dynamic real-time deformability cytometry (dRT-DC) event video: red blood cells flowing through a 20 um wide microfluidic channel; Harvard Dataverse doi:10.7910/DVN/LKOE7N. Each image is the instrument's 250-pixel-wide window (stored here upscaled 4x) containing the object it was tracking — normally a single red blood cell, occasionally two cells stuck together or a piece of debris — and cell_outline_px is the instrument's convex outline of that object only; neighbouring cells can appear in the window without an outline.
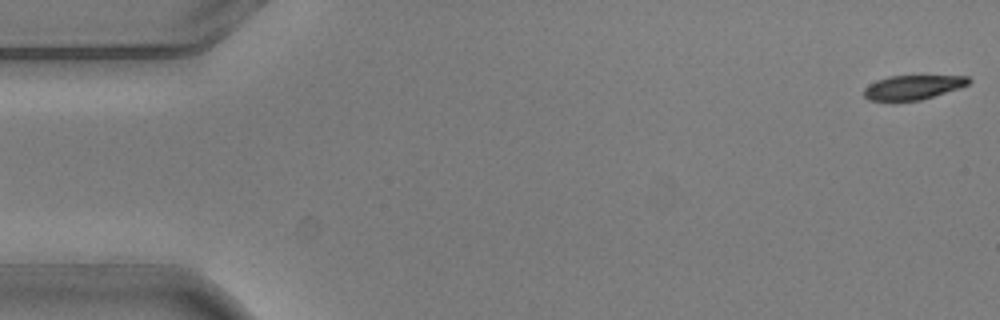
{"species": "common noctule bat (a hibernating species)", "species_latin": "Nyctalus noctula", "temperature_condition": "warm", "stored_images_in_passage": 5, "camera_frame_rate_fps": 3000, "um_per_image_px": 0.085, "animal": {"sex": "male", "body_mass_g": 20.5, "forearm_length_mm": 52.5}, "frame": {"image": 1, "passage_image": 5, "time_ms": 1.333, "image_size_px": [1000, 320], "cell_outline_px": [[972, 80], [968, 84], [960, 88], [920, 100], [868, 100], [864, 96], [864, 88], [868, 84], [876, 80], [888, 76], [920, 72], [968, 76]], "centroid_in_image_um": [77.67, 7.33], "position_along_channel_um": 7.3, "area_um2": 15.9}}